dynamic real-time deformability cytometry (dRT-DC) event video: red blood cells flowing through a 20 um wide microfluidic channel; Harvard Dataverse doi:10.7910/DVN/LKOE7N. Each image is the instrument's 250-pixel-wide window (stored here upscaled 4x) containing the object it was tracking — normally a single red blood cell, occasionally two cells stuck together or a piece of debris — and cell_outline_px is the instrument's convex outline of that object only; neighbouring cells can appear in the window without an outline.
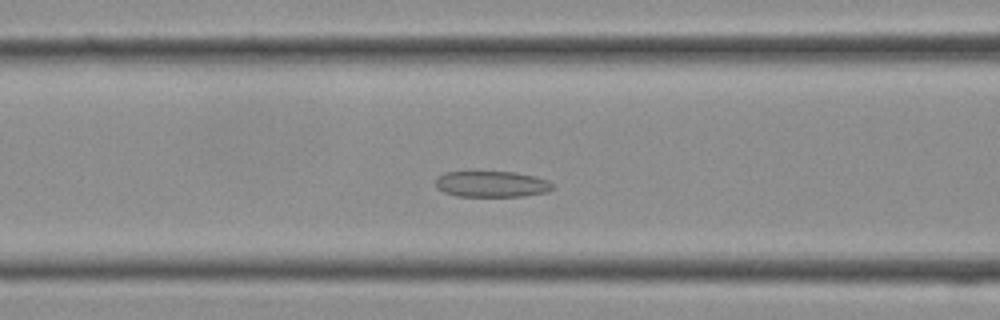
{"species": "Egyptian fruit bat (a non-hibernating species)", "species_latin": "Rousettus aegyptiacus", "temperature_condition": "cold", "stored_images_in_passage": 22, "camera_frame_rate_fps": 3000, "um_per_image_px": 0.085, "frame": {"image": 1, "passage_image": 4, "time_ms": 1.0, "image_size_px": [1000, 320], "cell_outline_px": [[556, 184], [548, 192], [524, 196], [456, 196], [444, 192], [436, 188], [436, 180], [444, 172], [516, 172], [536, 176], [548, 180]], "centroid_in_image_um": [41.84, 15.65], "position_along_channel_um": 124.8, "area_um2": 17.86}}
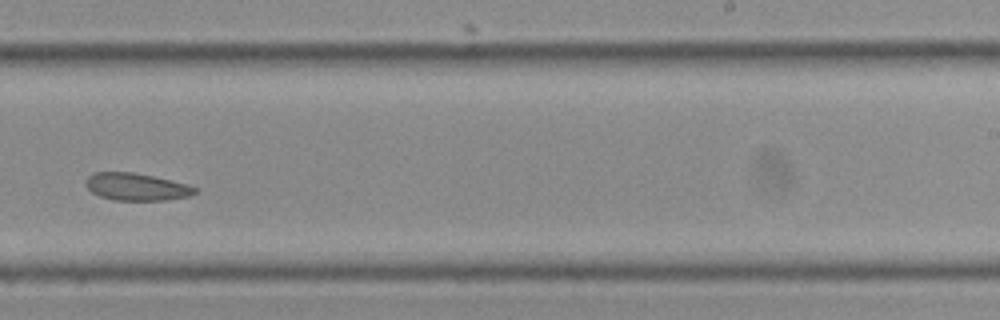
{"frame": {"image": 2, "passage_image": 11, "time_ms": 3.333, "image_size_px": [1000, 320], "cell_outline_px": [[196, 192], [188, 196], [164, 200], [112, 200], [100, 196], [92, 192], [84, 184], [84, 180], [92, 172], [132, 172], [152, 176], [188, 184], [196, 188]], "centroid_in_image_um": [11.54, 15.87], "position_along_channel_um": 277.5, "area_um2": 17.34}}
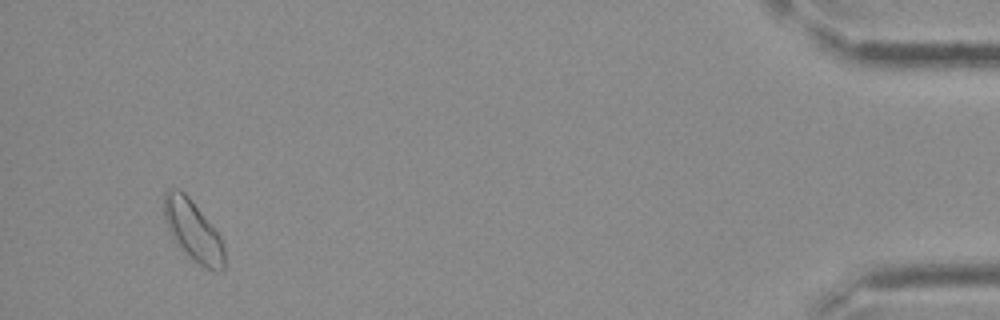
{"frame": {"image": 3, "passage_image": 21, "time_ms": 6.667, "image_size_px": [1000, 320], "cell_outline_px": [[224, 268], [220, 272], [216, 272], [200, 264], [188, 256], [172, 236], [168, 228], [164, 216], [164, 192], [168, 188], [180, 188], [188, 196], [216, 228], [224, 244]], "centroid_in_image_um": [16.43, 19.57], "position_along_channel_um": 418.8, "area_um2": 21.33}}